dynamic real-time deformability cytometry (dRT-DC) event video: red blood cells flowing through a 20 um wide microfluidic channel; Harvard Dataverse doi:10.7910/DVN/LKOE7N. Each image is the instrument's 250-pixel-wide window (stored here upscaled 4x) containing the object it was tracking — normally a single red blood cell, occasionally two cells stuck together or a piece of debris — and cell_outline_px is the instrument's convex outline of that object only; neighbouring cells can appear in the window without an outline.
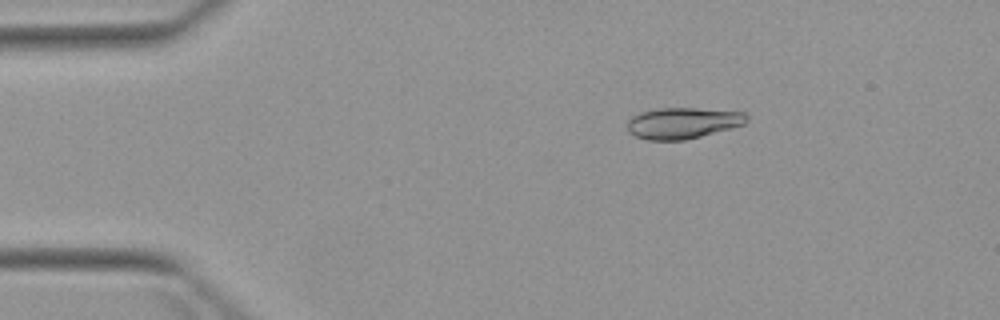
{"species": "Egyptian fruit bat (a non-hibernating species)", "species_latin": "Rousettus aegyptiacus", "temperature_condition": "warm", "stored_images_in_passage": 5, "camera_frame_rate_fps": 3000, "um_per_image_px": 0.085, "animal": {"sex": "female"}, "frame": {"image": 1, "passage_image": 2, "time_ms": 1.333, "image_size_px": [1000, 320], "cell_outline_px": [[748, 120], [744, 124], [732, 128], [684, 140], [648, 140], [636, 136], [628, 132], [628, 120], [632, 116], [640, 112], [656, 108], [696, 108], [744, 112], [748, 116]], "centroid_in_image_um": [58.03, 10.45], "position_along_channel_um": 27.0, "area_um2": 21.68}}
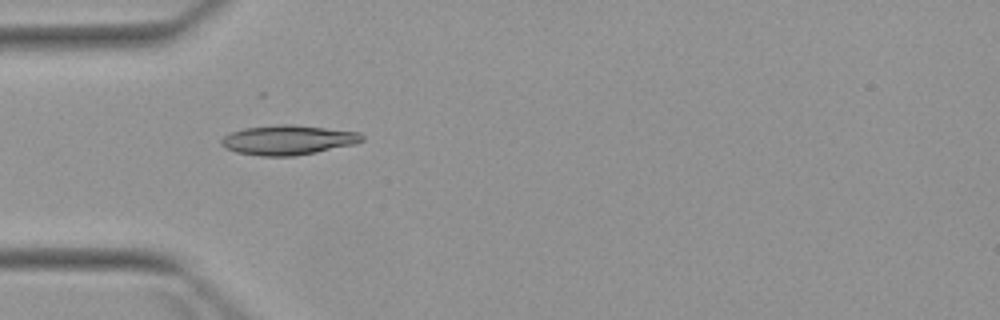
{"frame": {"image": 2, "passage_image": 4, "time_ms": 3.667, "image_size_px": [1000, 320], "cell_outline_px": [[364, 140], [356, 144], [316, 152], [292, 156], [260, 156], [236, 152], [224, 148], [220, 144], [220, 140], [224, 136], [232, 132], [244, 128], [280, 124], [292, 124], [360, 132], [364, 136]], "centroid_in_image_um": [24.48, 11.9], "position_along_channel_um": 60.5, "area_um2": 24.39}}
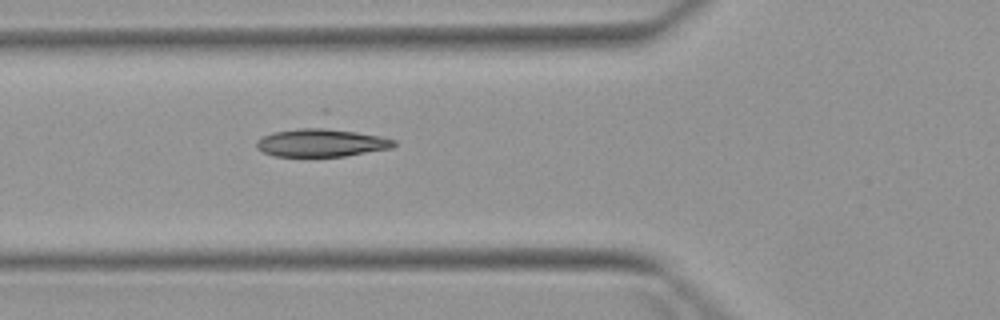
{"frame": {"image": 3, "passage_image": 5, "time_ms": 4.667, "image_size_px": [1000, 320], "cell_outline_px": [[396, 144], [392, 148], [344, 156], [276, 156], [264, 152], [256, 148], [256, 140], [272, 132], [316, 124], [380, 136], [396, 140]], "centroid_in_image_um": [27.3, 12.08], "position_along_channel_um": 98.5, "area_um2": 23.12}}